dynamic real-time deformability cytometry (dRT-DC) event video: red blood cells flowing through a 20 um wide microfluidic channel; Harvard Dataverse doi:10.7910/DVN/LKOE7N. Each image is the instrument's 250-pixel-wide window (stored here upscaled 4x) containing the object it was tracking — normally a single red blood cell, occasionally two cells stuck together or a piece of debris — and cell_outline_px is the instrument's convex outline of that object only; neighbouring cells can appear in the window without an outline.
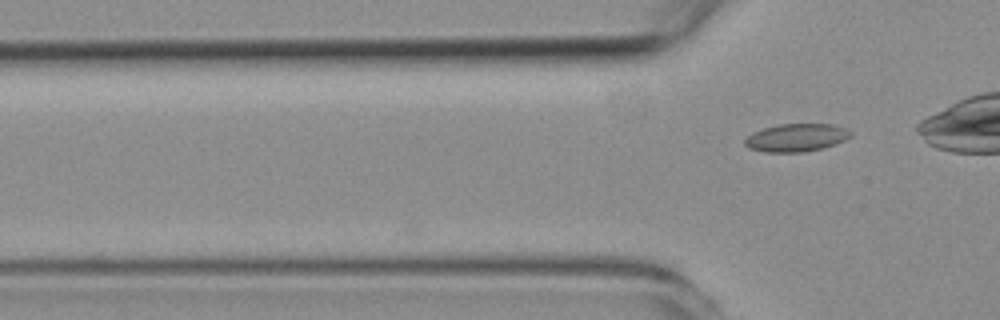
{"species": "common noctule bat (a hibernating species)", "species_latin": "Nyctalus noctula", "temperature_condition": "room temperature", "stored_images_in_passage": 13, "camera_frame_rate_fps": 3000, "um_per_image_px": 0.085, "animal": {"sex": "female", "body_mass_g": 19.3, "forearm_length_mm": 54.1}, "frame": {"image": 1, "passage_image": 13, "time_ms": 4.0, "image_size_px": [1000, 320], "cell_outline_px": [[852, 136], [844, 140], [820, 148], [804, 152], [764, 152], [748, 148], [744, 144], [744, 140], [752, 132], [764, 128], [780, 124], [832, 124], [844, 128], [852, 132]], "centroid_in_image_um": [67.65, 11.7], "position_along_channel_um": 58.2, "area_um2": 17.05}}